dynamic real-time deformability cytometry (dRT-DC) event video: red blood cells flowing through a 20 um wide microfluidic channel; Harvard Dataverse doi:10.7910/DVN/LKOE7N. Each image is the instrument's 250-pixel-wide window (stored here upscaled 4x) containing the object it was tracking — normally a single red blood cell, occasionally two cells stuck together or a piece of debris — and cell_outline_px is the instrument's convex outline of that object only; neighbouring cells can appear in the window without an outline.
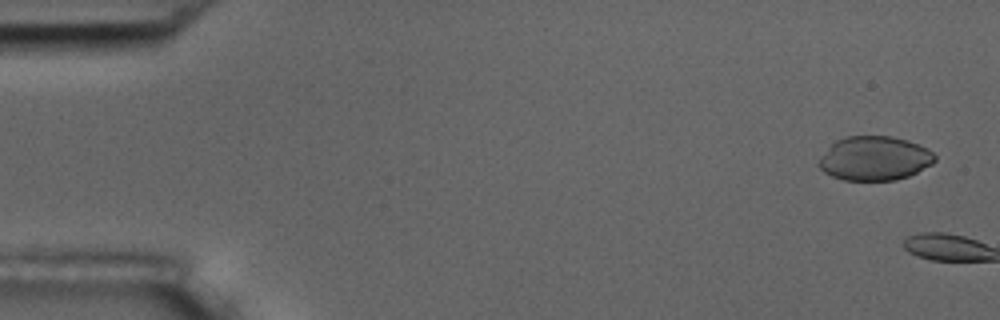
{"species": "common noctule bat (a hibernating species)", "species_latin": "Nyctalus noctula", "temperature_condition": "room temperature", "stored_images_in_passage": 5, "camera_frame_rate_fps": 3000, "um_per_image_px": 0.085, "animal": {"sex": "male", "body_mass_g": 17.5, "forearm_length_mm": 52.3}, "frame": {"image": 1, "passage_image": 3, "time_ms": 0.667, "image_size_px": [1000, 320], "cell_outline_px": [[936, 160], [932, 164], [908, 176], [896, 180], [844, 180], [832, 176], [824, 172], [816, 164], [820, 156], [836, 140], [848, 136], [892, 136], [908, 140], [928, 148], [936, 156]], "centroid_in_image_um": [74.33, 13.46], "position_along_channel_um": 10.7, "area_um2": 29.94}}